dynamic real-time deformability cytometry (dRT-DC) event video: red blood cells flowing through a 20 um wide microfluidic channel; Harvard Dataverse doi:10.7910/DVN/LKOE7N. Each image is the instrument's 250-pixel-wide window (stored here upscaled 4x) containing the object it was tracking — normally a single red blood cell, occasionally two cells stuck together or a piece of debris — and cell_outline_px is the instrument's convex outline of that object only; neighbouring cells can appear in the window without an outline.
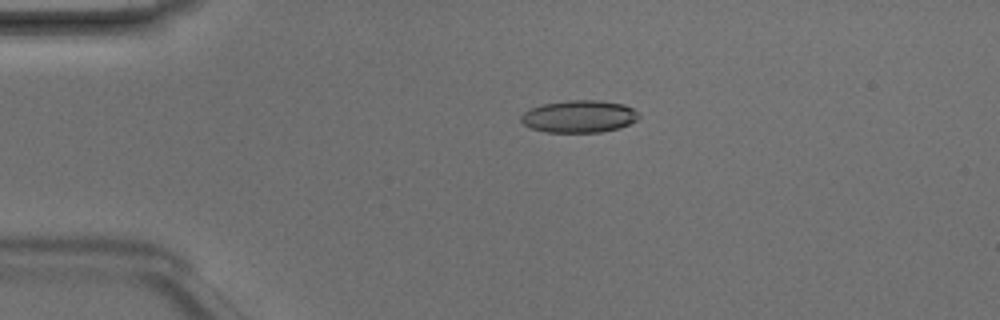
{"species": "Egyptian fruit bat (a non-hibernating species)", "species_latin": "Rousettus aegyptiacus", "temperature_condition": "room temperature", "stored_images_in_passage": 49, "camera_frame_rate_fps": 3000, "um_per_image_px": 0.085, "animal": {"sex": "male"}, "frame": {"image": 1, "passage_image": 11, "time_ms": 3.333, "image_size_px": [1000, 320], "cell_outline_px": [[640, 116], [636, 120], [620, 128], [600, 132], [544, 132], [532, 128], [524, 124], [520, 120], [520, 116], [524, 112], [532, 108], [544, 104], [568, 100], [600, 100], [624, 104], [632, 108]], "centroid_in_image_um": [49.23, 9.9], "position_along_channel_um": 35.8, "area_um2": 22.08}}
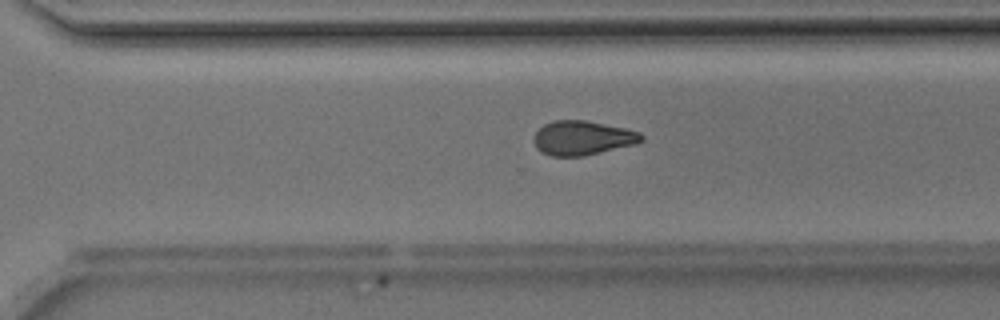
{"frame": {"image": 2, "passage_image": 34, "time_ms": 11.0, "image_size_px": [1000, 320], "cell_outline_px": [[644, 140], [636, 144], [584, 156], [552, 156], [540, 152], [536, 148], [532, 140], [532, 136], [544, 124], [552, 120], [584, 120], [624, 128], [640, 132], [644, 136]], "centroid_in_image_um": [49.48, 11.73], "position_along_channel_um": 321.1, "area_um2": 21.68}}
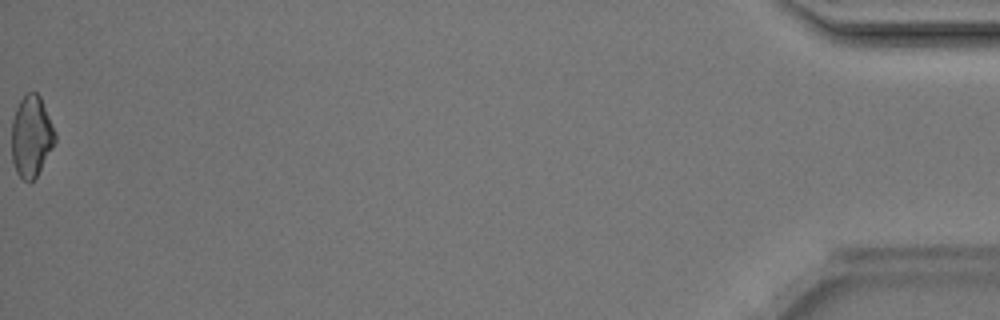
{"frame": {"image": 3, "passage_image": 49, "time_ms": 16.0, "image_size_px": [1000, 320], "cell_outline_px": [[56, 140], [36, 176], [32, 180], [24, 180], [16, 172], [12, 160], [12, 120], [16, 108], [20, 100], [28, 92], [36, 92], [40, 96], [56, 132]], "centroid_in_image_um": [2.66, 11.56], "position_along_channel_um": 432.5, "area_um2": 20.29}, "authors_computed_cell_mechanics": {"area_um2": 21.7328, "velocity_mm_per_s": 4.228, "shape_relaxation_time_tau1_ms": 3.8757, "shape_relaxation_time_tau2_ms": 3.8468, "deformation_change_tau1": 0.1123, "deformation_change_tau2": 0.1168}}